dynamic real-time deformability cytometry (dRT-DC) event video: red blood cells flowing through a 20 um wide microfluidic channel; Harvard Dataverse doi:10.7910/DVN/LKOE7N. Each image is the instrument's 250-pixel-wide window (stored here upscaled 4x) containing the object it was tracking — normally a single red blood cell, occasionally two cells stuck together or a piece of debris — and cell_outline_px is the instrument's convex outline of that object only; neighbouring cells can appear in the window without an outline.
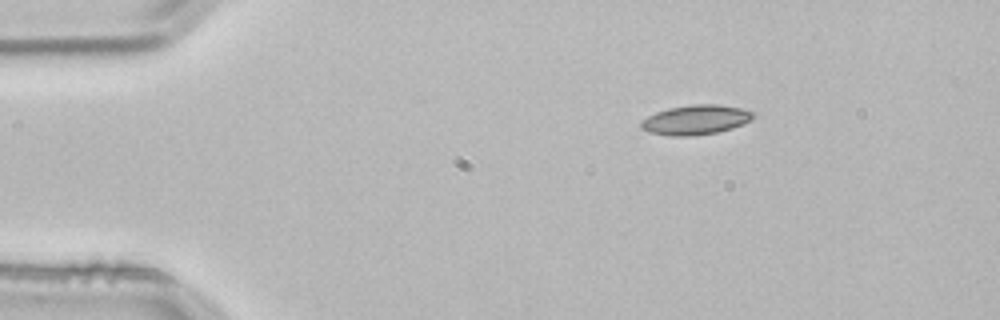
{"species": "common noctule bat (a hibernating species)", "species_latin": "Nyctalus noctula", "temperature_condition": "room temperature", "stored_images_in_passage": 2, "camera_frame_rate_fps": 3000, "um_per_image_px": 0.085, "animal": {"sex": "male", "body_mass_g": 21.5, "forearm_length_mm": 52.0}, "frame": {"image": 1, "passage_image": 1, "time_ms": 0.0, "image_size_px": [1000, 320], "cell_outline_px": [[752, 120], [744, 124], [732, 128], [716, 132], [692, 136], [672, 136], [648, 132], [640, 128], [640, 120], [656, 112], [668, 108], [692, 104], [720, 104], [740, 108], [752, 112]], "centroid_in_image_um": [59.09, 10.18], "position_along_channel_um": 25.9, "area_um2": 19.42}}